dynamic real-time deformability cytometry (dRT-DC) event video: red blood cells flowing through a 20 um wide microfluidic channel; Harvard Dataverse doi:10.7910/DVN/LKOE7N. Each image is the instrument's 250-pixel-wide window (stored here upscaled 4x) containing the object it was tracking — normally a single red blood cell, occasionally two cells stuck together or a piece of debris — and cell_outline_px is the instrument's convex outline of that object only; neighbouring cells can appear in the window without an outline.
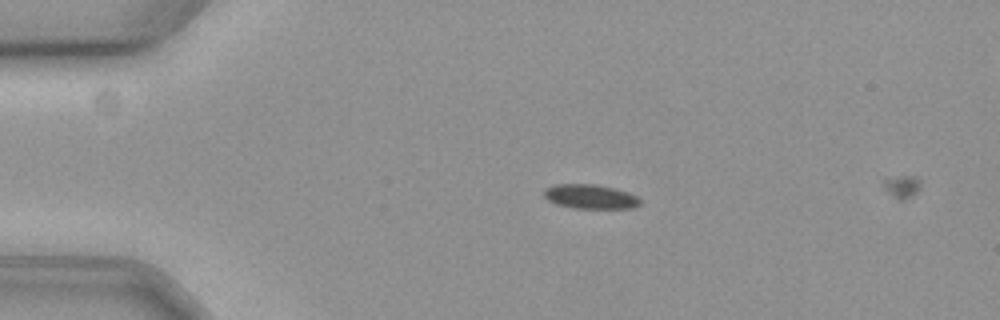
{"species": "common noctule bat (a hibernating species)", "species_latin": "Nyctalus noctula", "temperature_condition": "cold", "stored_images_in_passage": 7, "camera_frame_rate_fps": 3000, "um_per_image_px": 0.085, "animal": {"sex": "female", "body_mass_g": 19.3, "forearm_length_mm": 54.1}, "frame": {"image": 1, "passage_image": 5, "time_ms": 1.333, "image_size_px": [1000, 320], "cell_outline_px": [[640, 204], [632, 208], [576, 208], [556, 204], [548, 200], [544, 196], [544, 188], [552, 184], [596, 184], [616, 188], [628, 192], [636, 196], [640, 200]], "centroid_in_image_um": [50.15, 16.69], "position_along_channel_um": 34.8, "area_um2": 13.7}}